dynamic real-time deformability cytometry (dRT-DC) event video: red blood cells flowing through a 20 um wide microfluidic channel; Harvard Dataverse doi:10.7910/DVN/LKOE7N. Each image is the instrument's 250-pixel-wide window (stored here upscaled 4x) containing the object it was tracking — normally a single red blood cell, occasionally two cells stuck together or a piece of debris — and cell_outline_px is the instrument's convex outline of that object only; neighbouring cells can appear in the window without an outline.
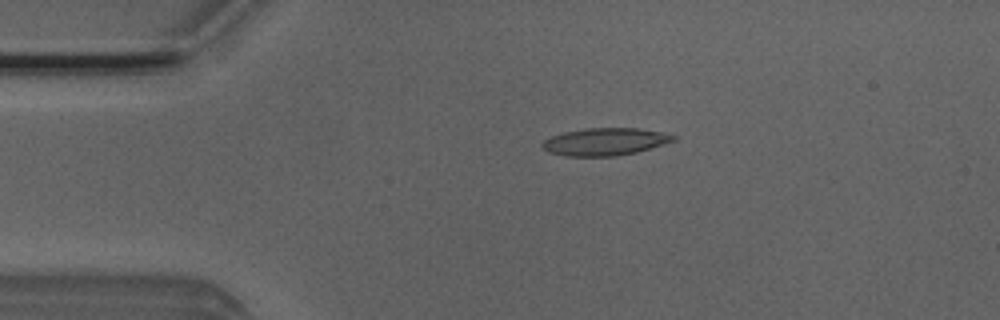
{"species": "Egyptian fruit bat (a non-hibernating species)", "species_latin": "Rousettus aegyptiacus", "temperature_condition": "room temperature", "stored_images_in_passage": 4, "camera_frame_rate_fps": 3000, "um_per_image_px": 0.085, "animal": {"sex": "male"}, "frame": {"image": 1, "passage_image": 3, "time_ms": 0.667, "image_size_px": [1000, 320], "cell_outline_px": [[676, 140], [636, 152], [616, 156], [568, 156], [548, 152], [540, 144], [544, 140], [552, 136], [564, 132], [584, 128], [636, 128], [660, 132], [676, 136]], "centroid_in_image_um": [51.39, 12.04], "position_along_channel_um": 33.6, "area_um2": 20.75}}